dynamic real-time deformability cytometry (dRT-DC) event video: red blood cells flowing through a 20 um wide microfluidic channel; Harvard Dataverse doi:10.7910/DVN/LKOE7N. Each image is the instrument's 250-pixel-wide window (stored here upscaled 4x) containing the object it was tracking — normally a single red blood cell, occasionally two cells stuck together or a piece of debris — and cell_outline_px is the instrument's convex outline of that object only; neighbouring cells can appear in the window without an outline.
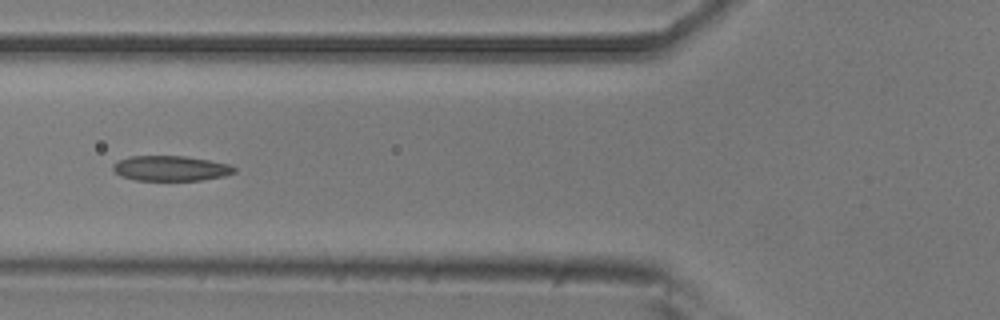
{"species": "common noctule bat (a hibernating species)", "species_latin": "Nyctalus noctula", "temperature_condition": "room temperature", "stored_images_in_passage": 7, "camera_frame_rate_fps": 3000, "um_per_image_px": 0.085, "animal": {"sex": "male", "body_mass_g": 20.5, "forearm_length_mm": 52.5}, "frame": {"image": 1, "passage_image": 6, "time_ms": 1.667, "image_size_px": [1000, 320], "cell_outline_px": [[236, 172], [224, 176], [200, 180], [136, 180], [120, 176], [112, 168], [112, 164], [128, 156], [184, 156], [208, 160], [228, 164], [236, 168]], "centroid_in_image_um": [14.5, 14.31], "position_along_channel_um": 111.3, "area_um2": 17.69}}
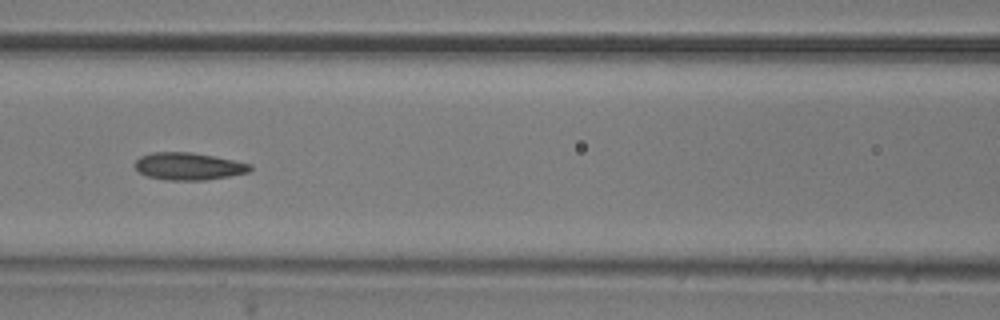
{"frame": {"image": 2, "passage_image": 7, "time_ms": 2.0, "image_size_px": [1000, 320], "cell_outline_px": [[252, 168], [248, 172], [228, 176], [204, 180], [164, 180], [148, 176], [140, 172], [136, 168], [136, 160], [140, 156], [152, 152], [192, 152], [252, 164]], "centroid_in_image_um": [16.01, 14.13], "position_along_channel_um": 150.6, "area_um2": 18.15}}